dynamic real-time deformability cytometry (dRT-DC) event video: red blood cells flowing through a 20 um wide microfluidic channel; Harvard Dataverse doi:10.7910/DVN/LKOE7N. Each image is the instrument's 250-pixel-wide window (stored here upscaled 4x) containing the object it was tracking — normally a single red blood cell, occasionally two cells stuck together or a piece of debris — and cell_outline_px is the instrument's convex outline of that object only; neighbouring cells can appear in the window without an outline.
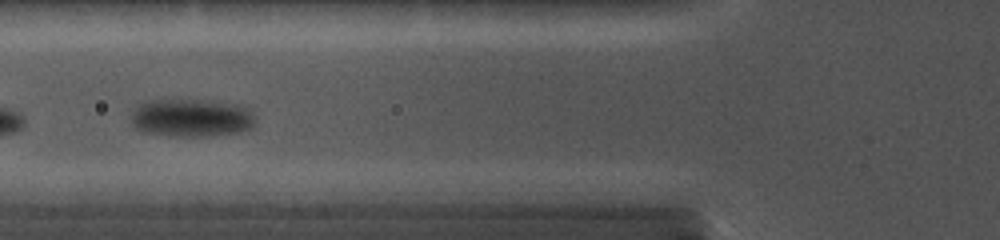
{"species": "common noctule bat (a hibernating species)", "species_latin": "Nyctalus noctula", "temperature_condition": "cold", "stored_images_in_passage": 7, "camera_frame_rate_fps": 5000, "um_per_image_px": 0.085, "animal": {"sex": "female", "body_mass_g": 19.0, "forearm_length_mm": 56.7}, "frame": {"image": 1, "passage_image": 4, "time_ms": 1.0, "image_size_px": [1000, 240], "cell_outline_px": [[252, 128], [240, 132], [208, 136], [168, 136], [140, 132], [132, 124], [132, 116], [136, 108], [144, 104], [164, 100], [176, 100], [216, 104], [236, 108], [252, 116]], "centroid_in_image_um": [16.11, 10.11], "position_along_channel_um": 109.7, "area_um2": 25.55}}